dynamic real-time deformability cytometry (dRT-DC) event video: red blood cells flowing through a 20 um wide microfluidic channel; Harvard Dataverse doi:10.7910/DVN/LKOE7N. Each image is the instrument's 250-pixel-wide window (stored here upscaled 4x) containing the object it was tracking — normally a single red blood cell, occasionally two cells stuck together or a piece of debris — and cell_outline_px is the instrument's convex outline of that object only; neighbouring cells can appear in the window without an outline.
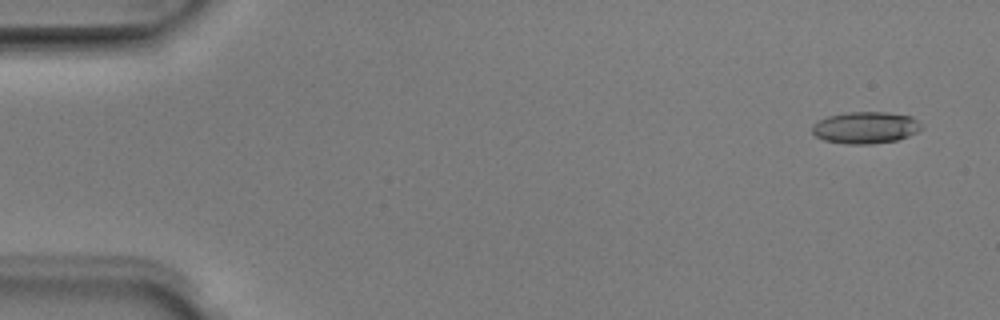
{"species": "Egyptian fruit bat (a non-hibernating species)", "species_latin": "Rousettus aegyptiacus", "temperature_condition": "room temperature", "stored_images_in_passage": 6, "segment_of_instrument_passage": [1, 2], "camera_frame_rate_fps": 3000, "um_per_image_px": 0.085, "animal": {"sex": "male"}, "frame": {"image": 1, "passage_image": 1, "time_ms": 0.0, "image_size_px": [1000, 320], "cell_outline_px": [[920, 128], [916, 132], [908, 136], [896, 140], [872, 144], [844, 144], [824, 140], [816, 136], [812, 132], [812, 124], [828, 116], [844, 112], [888, 112], [912, 116], [920, 124]], "centroid_in_image_um": [73.53, 10.84], "position_along_channel_um": 11.5, "area_um2": 20.23}}
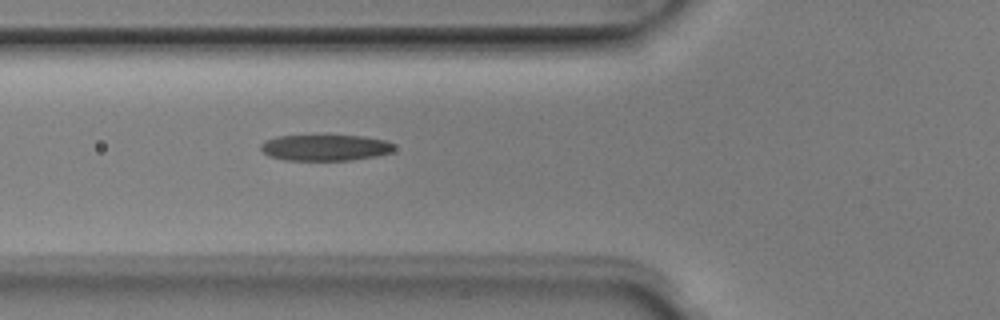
{"frame": {"image": 2, "passage_image": 5, "time_ms": 1.333, "image_size_px": [1000, 320], "cell_outline_px": [[392, 148], [388, 152], [376, 156], [352, 160], [284, 160], [268, 156], [260, 148], [260, 144], [264, 140], [276, 136], [328, 132], [364, 136], [384, 140], [392, 144]], "centroid_in_image_um": [27.55, 12.49], "position_along_channel_um": 98.3, "area_um2": 21.33}}